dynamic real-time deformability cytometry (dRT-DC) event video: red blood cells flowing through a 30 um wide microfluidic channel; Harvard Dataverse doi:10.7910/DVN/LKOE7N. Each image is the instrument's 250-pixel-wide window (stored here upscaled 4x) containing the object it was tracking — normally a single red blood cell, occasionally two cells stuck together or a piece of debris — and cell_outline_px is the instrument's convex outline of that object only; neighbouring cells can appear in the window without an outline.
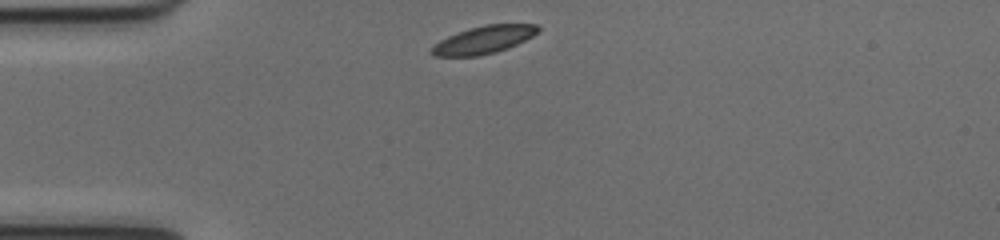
{"species": "common noctule bat (a hibernating species)", "species_latin": "Nyctalus noctula", "temperature_condition": "cold", "stored_images_in_passage": 40, "camera_frame_rate_fps": 3000, "um_per_image_px": 0.085, "animal": {"sex": "female", "body_mass_g": 17.0, "forearm_length_mm": 48.0}, "frame": {"image": 1, "passage_image": 1, "time_ms": 0.0, "image_size_px": [1000, 240], "cell_outline_px": [[540, 32], [508, 48], [496, 52], [480, 56], [432, 56], [428, 52], [440, 40], [448, 36], [468, 28], [484, 24], [536, 24], [540, 28]], "centroid_in_image_um": [41.11, 3.38], "position_along_channel_um": 43.9, "area_um2": 17.22}}
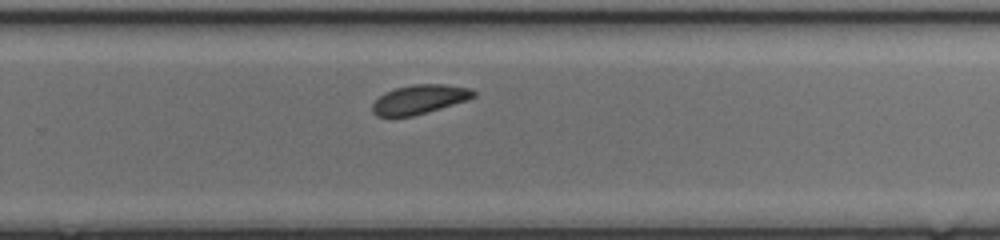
{"frame": {"image": 2, "passage_image": 22, "time_ms": 7.0, "image_size_px": [1000, 240], "cell_outline_px": [[476, 96], [468, 100], [412, 116], [376, 116], [372, 112], [372, 104], [384, 92], [396, 88], [412, 84], [444, 84], [472, 88], [476, 92]], "centroid_in_image_um": [35.68, 8.43], "position_along_channel_um": 294.1, "area_um2": 17.17}}
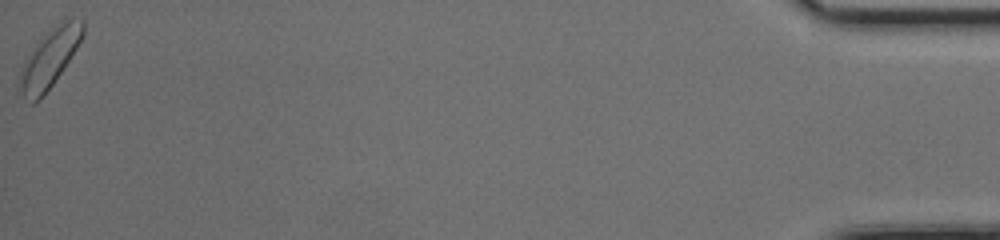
{"frame": {"image": 3, "passage_image": 40, "time_ms": 13.0, "image_size_px": [1000, 240], "cell_outline_px": [[84, 36], [52, 84], [40, 100], [32, 104], [28, 104], [16, 88], [20, 72], [24, 60], [32, 48], [48, 32], [60, 24], [68, 20], [84, 20]], "centroid_in_image_um": [4.13, 5.07], "position_along_channel_um": 431.1, "area_um2": 21.1}, "authors_computed_cell_mechanics": {"area_um2": 17.7446, "velocity_mm_per_s": 3.9419, "shape_relaxation_time_tau1_ms": 2.3967, "shape_relaxation_time_tau2_ms": null, "deformation_change_tau1": 0.0565, "deformation_change_tau2": null}}